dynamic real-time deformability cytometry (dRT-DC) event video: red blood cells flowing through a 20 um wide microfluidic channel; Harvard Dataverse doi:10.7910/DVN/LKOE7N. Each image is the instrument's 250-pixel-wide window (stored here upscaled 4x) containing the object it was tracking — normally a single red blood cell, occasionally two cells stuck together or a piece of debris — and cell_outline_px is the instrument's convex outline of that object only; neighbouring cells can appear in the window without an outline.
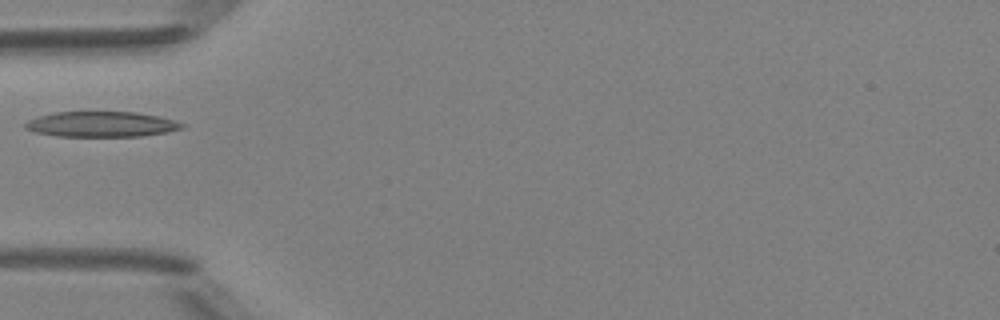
{"species": "Egyptian fruit bat (a non-hibernating species)", "species_latin": "Rousettus aegyptiacus", "temperature_condition": "room temperature", "stored_images_in_passage": 34, "camera_frame_rate_fps": 3000, "um_per_image_px": 0.085, "animal": {"sex": "female"}, "frame": {"image": 1, "passage_image": 1, "time_ms": 0.0, "image_size_px": [1000, 320], "cell_outline_px": [[184, 128], [168, 132], [140, 136], [56, 136], [36, 132], [24, 128], [24, 124], [28, 120], [52, 112], [136, 112], [156, 116], [172, 120], [184, 124]], "centroid_in_image_um": [8.6, 10.56], "position_along_channel_um": 76.4, "area_um2": 23.0}}
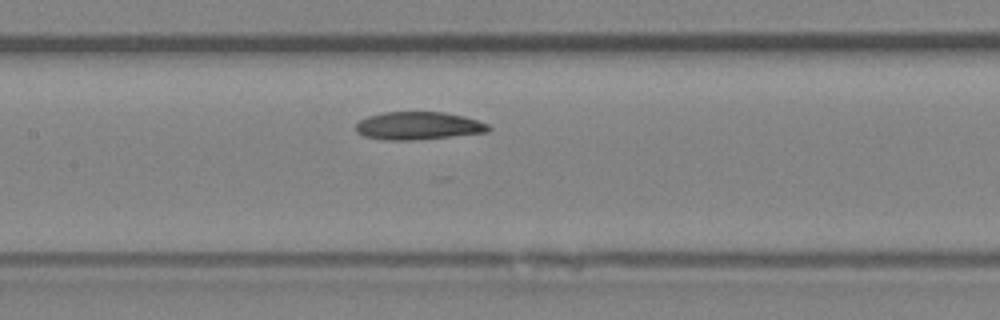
{"frame": {"image": 2, "passage_image": 8, "time_ms": 2.333, "image_size_px": [1000, 320], "cell_outline_px": [[492, 128], [488, 132], [452, 136], [412, 140], [384, 140], [364, 136], [356, 132], [356, 124], [360, 120], [368, 116], [384, 112], [444, 112], [464, 116], [488, 124]], "centroid_in_image_um": [35.55, 10.69], "position_along_channel_um": 171.9, "area_um2": 21.5}}
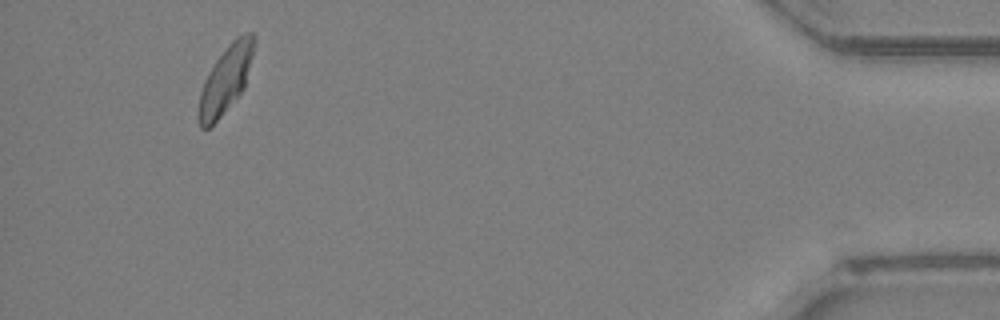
{"frame": {"image": 3, "passage_image": 31, "time_ms": 10.0, "image_size_px": [1000, 320], "cell_outline_px": [[256, 40], [244, 88], [220, 116], [208, 128], [200, 128], [196, 116], [200, 92], [204, 80], [208, 72], [216, 60], [232, 40], [236, 36], [244, 32], [252, 32]], "centroid_in_image_um": [19.16, 6.74], "position_along_channel_um": 416.0, "area_um2": 21.5}}